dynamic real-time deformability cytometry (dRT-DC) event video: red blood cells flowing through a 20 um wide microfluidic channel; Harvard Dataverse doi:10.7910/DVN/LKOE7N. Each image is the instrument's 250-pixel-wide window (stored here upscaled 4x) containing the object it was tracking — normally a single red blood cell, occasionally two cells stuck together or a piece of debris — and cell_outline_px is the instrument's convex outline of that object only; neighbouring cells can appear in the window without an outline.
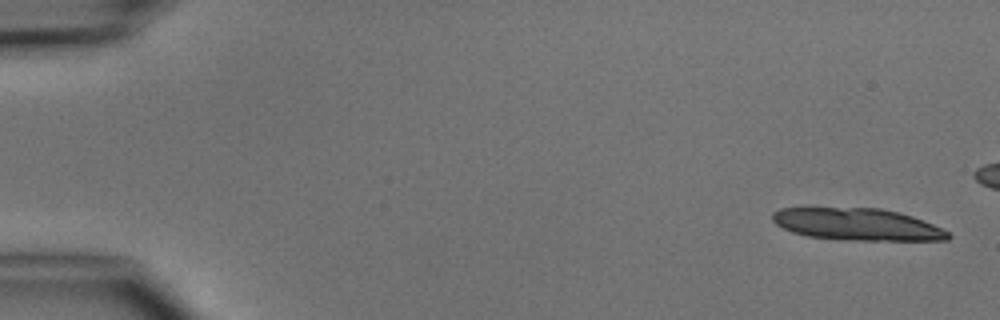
{"species": "common noctule bat (a hibernating species)", "species_latin": "Nyctalus noctula", "temperature_condition": "cold", "stored_images_in_passage": 4, "camera_frame_rate_fps": 3000, "um_per_image_px": 0.085, "animal": {"sex": "male", "body_mass_g": 15.6}, "frame": {"image": 1, "passage_image": 1, "time_ms": 0.0, "image_size_px": [1000, 320], "cell_outline_px": [[952, 236], [948, 240], [844, 240], [808, 236], [792, 232], [776, 224], [772, 220], [772, 212], [780, 208], [808, 204], [880, 208], [900, 212], [912, 216], [932, 224], [948, 232]], "centroid_in_image_um": [72.73, 19.0], "position_along_channel_um": 12.3, "area_um2": 34.16}}